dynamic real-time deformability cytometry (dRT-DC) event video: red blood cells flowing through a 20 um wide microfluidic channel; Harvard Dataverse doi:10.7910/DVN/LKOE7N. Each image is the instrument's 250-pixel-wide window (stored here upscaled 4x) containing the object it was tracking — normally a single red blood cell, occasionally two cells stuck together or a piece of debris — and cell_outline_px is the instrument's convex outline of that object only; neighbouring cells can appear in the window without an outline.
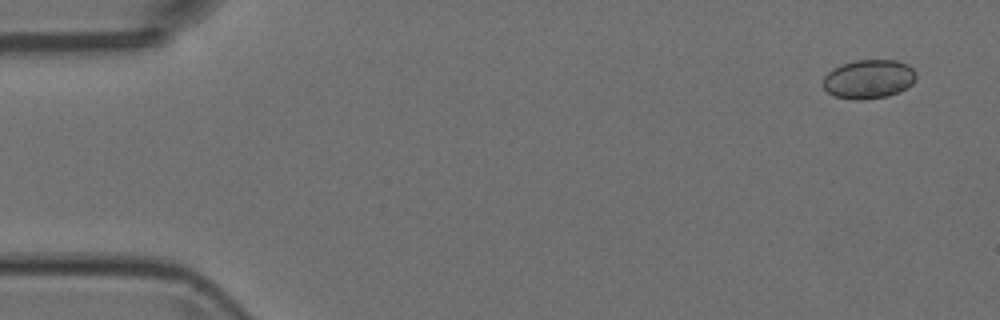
{"species": "Egyptian fruit bat (a non-hibernating species)", "species_latin": "Rousettus aegyptiacus", "temperature_condition": "room temperature", "stored_images_in_passage": 8, "camera_frame_rate_fps": 3000, "um_per_image_px": 0.085, "animal": {"sex": "female"}, "frame": {"image": 1, "passage_image": 1, "time_ms": 0.0, "image_size_px": [1000, 320], "cell_outline_px": [[916, 76], [912, 84], [888, 96], [860, 100], [856, 100], [836, 96], [828, 92], [824, 88], [824, 76], [832, 68], [840, 64], [856, 60], [896, 60], [908, 64], [916, 72]], "centroid_in_image_um": [73.83, 6.7], "position_along_channel_um": 11.2, "area_um2": 21.04}}
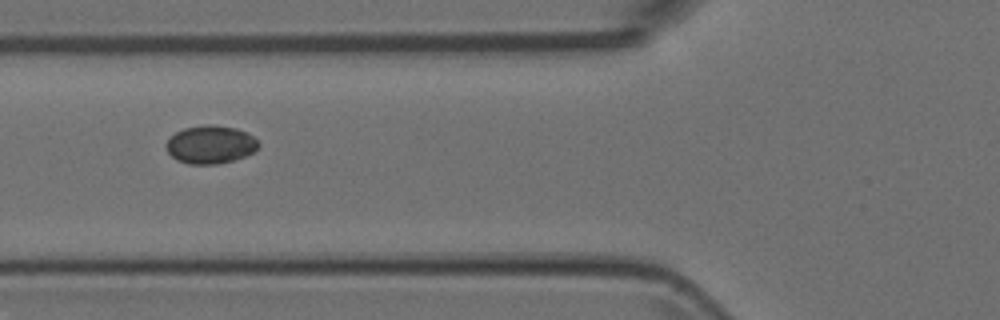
{"frame": {"image": 2, "passage_image": 6, "time_ms": 1.667, "image_size_px": [1000, 320], "cell_outline_px": [[260, 144], [252, 152], [244, 156], [232, 160], [216, 164], [188, 164], [176, 160], [168, 152], [164, 144], [176, 132], [184, 128], [204, 124], [212, 124], [236, 128], [248, 132]], "centroid_in_image_um": [17.86, 12.27], "position_along_channel_um": 107.9, "area_um2": 20.46}}
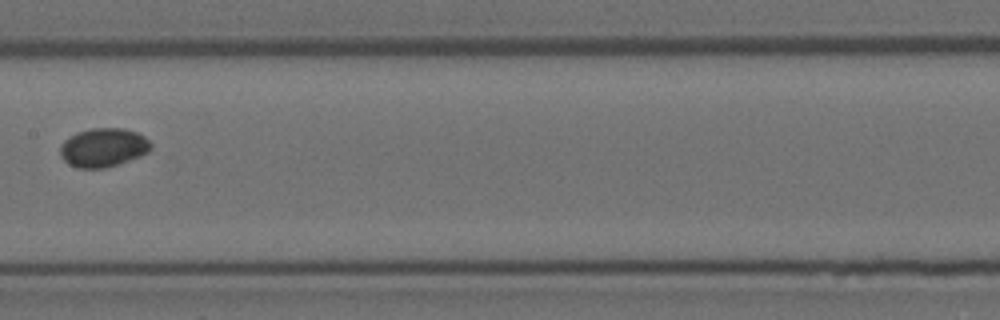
{"frame": {"image": 3, "passage_image": 8, "time_ms": 2.333, "image_size_px": [1000, 320], "cell_outline_px": [[152, 148], [148, 152], [140, 156], [104, 168], [80, 168], [68, 164], [60, 156], [60, 144], [64, 140], [76, 132], [92, 128], [124, 128], [140, 132], [152, 144]], "centroid_in_image_um": [8.78, 12.52], "position_along_channel_um": 198.6, "area_um2": 20.63}}